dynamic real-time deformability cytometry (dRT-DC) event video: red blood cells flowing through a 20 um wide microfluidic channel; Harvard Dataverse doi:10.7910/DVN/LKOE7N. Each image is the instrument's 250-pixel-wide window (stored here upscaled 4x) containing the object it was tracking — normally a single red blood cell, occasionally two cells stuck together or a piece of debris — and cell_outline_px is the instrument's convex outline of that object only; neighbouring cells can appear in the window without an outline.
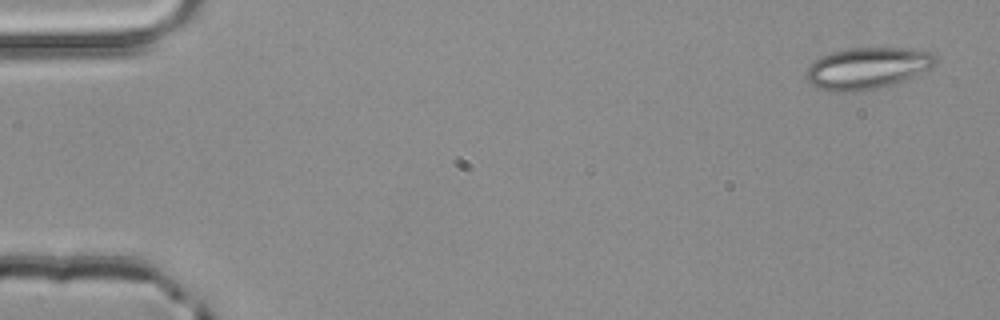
{"species": "common noctule bat (a hibernating species)", "species_latin": "Nyctalus noctula", "temperature_condition": "room temperature", "stored_images_in_passage": 4, "camera_frame_rate_fps": 3000, "um_per_image_px": 0.085, "animal": {"sex": "male", "body_mass_g": 20.4}, "frame": {"image": 1, "passage_image": 1, "time_ms": 0.0, "image_size_px": [1000, 320], "cell_outline_px": [[936, 64], [904, 80], [892, 84], [876, 88], [840, 92], [816, 88], [804, 76], [808, 68], [816, 60], [832, 52], [848, 48], [912, 48], [928, 52], [936, 56]], "centroid_in_image_um": [73.71, 5.78], "position_along_channel_um": 11.3, "area_um2": 30.69}}
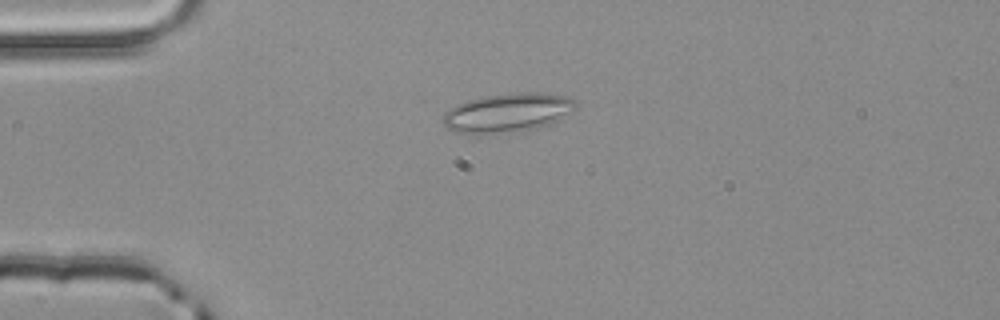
{"frame": {"image": 2, "passage_image": 3, "time_ms": 0.667, "image_size_px": [1000, 320], "cell_outline_px": [[580, 104], [572, 112], [548, 124], [532, 128], [496, 132], [456, 132], [444, 128], [444, 112], [456, 104], [480, 96], [512, 92], [532, 92], [564, 96], [576, 100]], "centroid_in_image_um": [43.14, 9.53], "position_along_channel_um": 41.9, "area_um2": 29.59}}